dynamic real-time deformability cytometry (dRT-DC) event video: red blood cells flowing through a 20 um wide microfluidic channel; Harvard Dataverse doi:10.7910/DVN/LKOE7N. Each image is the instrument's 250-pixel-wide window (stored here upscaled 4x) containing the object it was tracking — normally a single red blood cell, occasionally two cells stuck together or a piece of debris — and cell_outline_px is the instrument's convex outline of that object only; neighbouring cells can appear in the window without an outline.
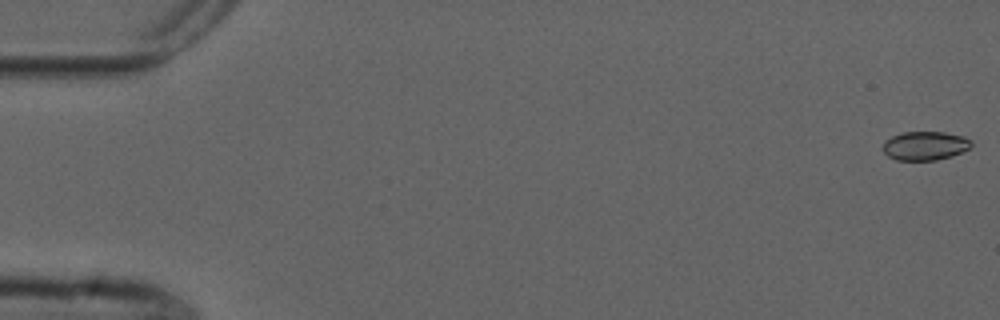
{"species": "common noctule bat (a hibernating species)", "species_latin": "Nyctalus noctula", "temperature_condition": "cold", "stored_images_in_passage": 55, "camera_frame_rate_fps": 3000, "um_per_image_px": 0.085, "animal": {"sex": "male", "forearm_length_mm": 52.5}, "frame": {"image": 1, "passage_image": 1, "time_ms": 0.0, "image_size_px": [1000, 320], "cell_outline_px": [[972, 144], [968, 148], [960, 152], [948, 156], [932, 160], [900, 160], [884, 152], [884, 144], [888, 140], [896, 136], [908, 132], [940, 132], [960, 136], [968, 140]], "centroid_in_image_um": [78.64, 12.39], "position_along_channel_um": 6.4, "area_um2": 13.87}}
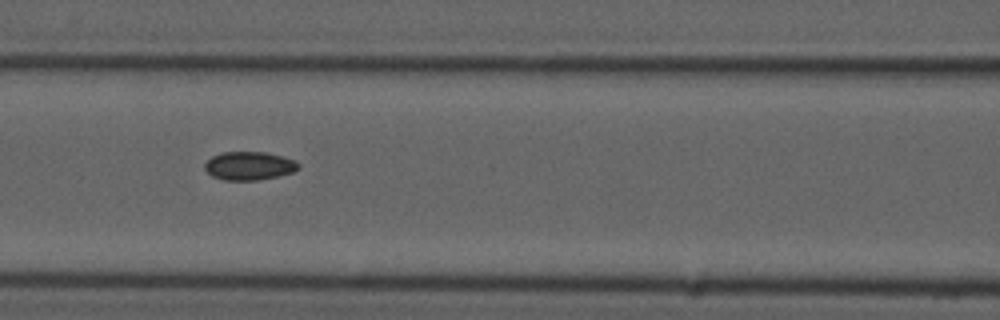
{"frame": {"image": 2, "passage_image": 24, "time_ms": 7.667, "image_size_px": [1000, 320], "cell_outline_px": [[296, 168], [292, 172], [276, 176], [252, 180], [228, 180], [216, 176], [208, 172], [204, 164], [212, 156], [224, 152], [260, 152], [280, 156], [292, 160], [296, 164]], "centroid_in_image_um": [21.12, 14.08], "position_along_channel_um": 145.5, "area_um2": 14.68}}
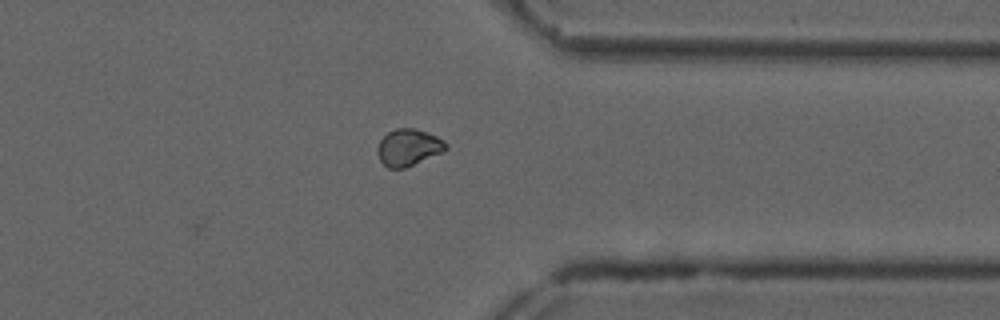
{"frame": {"image": 3, "passage_image": 43, "time_ms": 14.0, "image_size_px": [1000, 320], "cell_outline_px": [[444, 148], [440, 152], [404, 168], [388, 168], [380, 160], [380, 140], [388, 132], [396, 128], [412, 128], [436, 136], [444, 144]], "centroid_in_image_um": [34.66, 12.52], "position_along_channel_um": 376.7, "area_um2": 13.7}, "authors_computed_cell_mechanics": {"area_um2": 13.9876, "velocity_mm_per_s": 3.7369, "shape_relaxation_time_tau1_ms": null, "shape_relaxation_time_tau2_ms": 10.6568, "deformation_change_tau1": null, "deformation_change_tau2": 0.094}}